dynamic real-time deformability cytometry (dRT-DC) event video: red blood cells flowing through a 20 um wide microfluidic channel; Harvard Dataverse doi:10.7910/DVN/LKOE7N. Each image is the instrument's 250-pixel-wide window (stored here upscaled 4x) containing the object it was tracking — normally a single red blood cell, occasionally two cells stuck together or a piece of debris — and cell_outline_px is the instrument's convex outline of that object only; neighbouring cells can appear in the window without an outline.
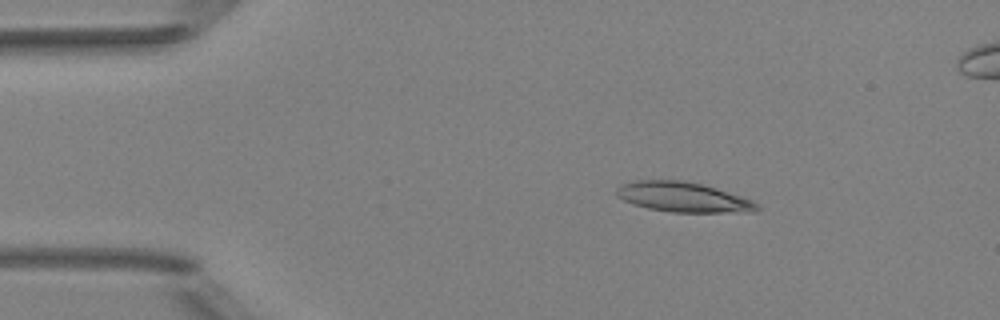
{"species": "Egyptian fruit bat (a non-hibernating species)", "species_latin": "Rousettus aegyptiacus", "temperature_condition": "room temperature", "stored_images_in_passage": 5, "camera_frame_rate_fps": 3000, "um_per_image_px": 0.085, "animal": {"sex": "female"}, "frame": {"image": 1, "passage_image": 2, "time_ms": 0.333, "image_size_px": [1000, 320], "cell_outline_px": [[760, 208], [756, 212], [672, 212], [648, 208], [624, 200], [616, 196], [616, 188], [624, 184], [636, 180], [680, 180], [700, 184], [716, 188], [752, 200]], "centroid_in_image_um": [58.07, 16.76], "position_along_channel_um": 26.9, "area_um2": 24.16}}
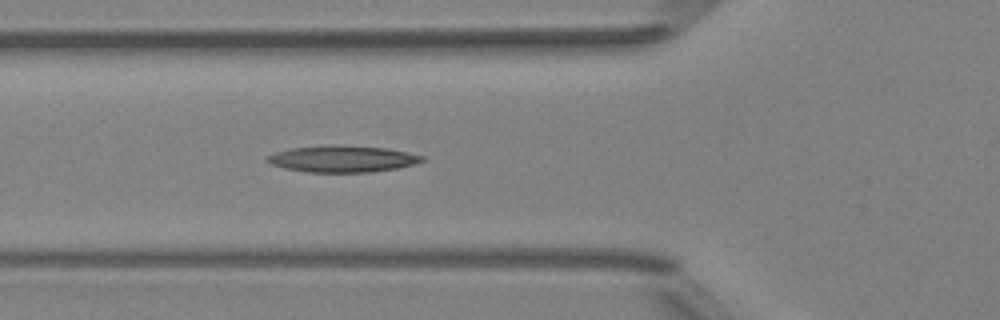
{"frame": {"image": 2, "passage_image": 5, "time_ms": 1.333, "image_size_px": [1000, 320], "cell_outline_px": [[424, 160], [412, 164], [396, 168], [372, 172], [308, 172], [284, 168], [272, 164], [264, 160], [268, 156], [276, 152], [292, 148], [384, 148], [408, 152], [424, 156]], "centroid_in_image_um": [29.12, 13.56], "position_along_channel_um": 96.7, "area_um2": 22.48}}